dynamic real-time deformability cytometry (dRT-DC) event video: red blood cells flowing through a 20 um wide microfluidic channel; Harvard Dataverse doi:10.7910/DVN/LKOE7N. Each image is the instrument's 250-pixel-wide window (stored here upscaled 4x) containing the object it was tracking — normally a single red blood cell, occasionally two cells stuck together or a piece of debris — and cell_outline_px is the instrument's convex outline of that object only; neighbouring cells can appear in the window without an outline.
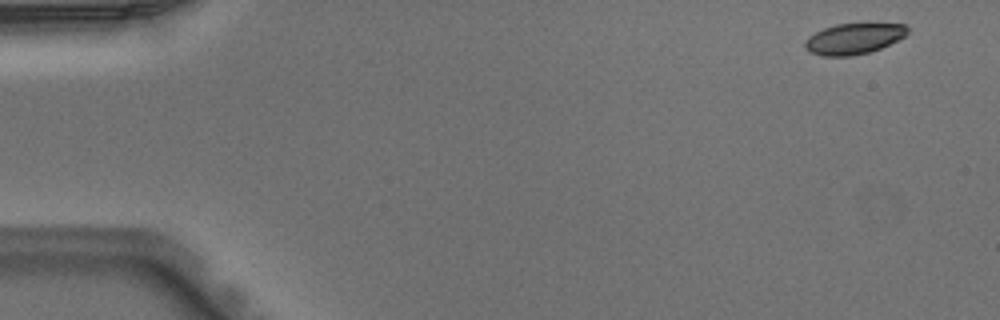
{"species": "Egyptian fruit bat (a non-hibernating species)", "species_latin": "Rousettus aegyptiacus", "temperature_condition": "warm", "stored_images_in_passage": 3, "segment_of_instrument_passage": [2, 2], "camera_frame_rate_fps": 3000, "um_per_image_px": 0.085, "animal": {"sex": "male"}, "frame": {"image": 1, "passage_image": 3, "time_ms": 0.667, "image_size_px": [1000, 320], "cell_outline_px": [[908, 32], [904, 36], [880, 48], [868, 52], [852, 56], [824, 56], [812, 52], [804, 48], [804, 44], [808, 36], [824, 28], [836, 24], [868, 20], [908, 24]], "centroid_in_image_um": [72.63, 3.21], "position_along_channel_um": 12.4, "area_um2": 19.19}}